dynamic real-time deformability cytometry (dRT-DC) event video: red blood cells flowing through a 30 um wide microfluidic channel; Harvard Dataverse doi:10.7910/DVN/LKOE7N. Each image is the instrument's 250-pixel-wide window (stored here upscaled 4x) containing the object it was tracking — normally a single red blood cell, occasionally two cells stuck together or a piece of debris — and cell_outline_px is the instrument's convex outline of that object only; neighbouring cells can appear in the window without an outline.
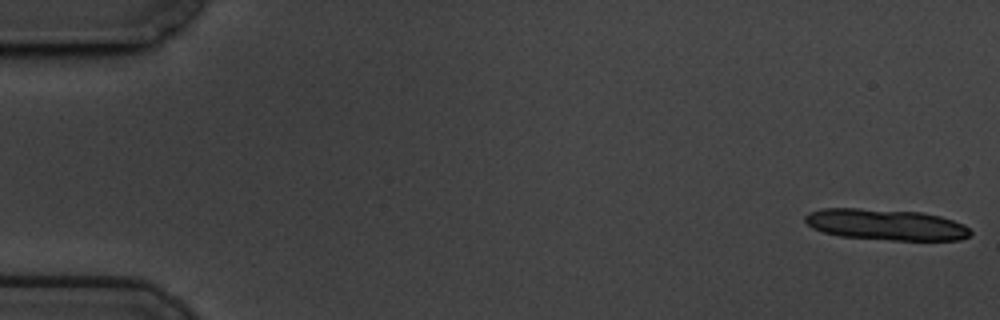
{"species": "common noctule bat (a hibernating species)", "species_latin": "Nyctalus noctula", "temperature_condition": "cold", "stored_images_in_passage": 15, "camera_frame_rate_fps": 3000, "um_per_image_px": 0.085, "animal": {"sex": "male", "body_mass_g": 19.5, "forearm_length_mm": 54.6}, "frame": {"image": 1, "passage_image": 1, "time_ms": 0.0, "image_size_px": [1000, 320], "cell_outline_px": [[972, 232], [968, 236], [960, 240], [892, 240], [840, 236], [824, 232], [812, 228], [804, 220], [804, 216], [808, 212], [824, 208], [860, 208], [920, 212], [940, 216], [964, 224]], "centroid_in_image_um": [75.28, 19.09], "position_along_channel_um": 9.7, "area_um2": 29.94}}